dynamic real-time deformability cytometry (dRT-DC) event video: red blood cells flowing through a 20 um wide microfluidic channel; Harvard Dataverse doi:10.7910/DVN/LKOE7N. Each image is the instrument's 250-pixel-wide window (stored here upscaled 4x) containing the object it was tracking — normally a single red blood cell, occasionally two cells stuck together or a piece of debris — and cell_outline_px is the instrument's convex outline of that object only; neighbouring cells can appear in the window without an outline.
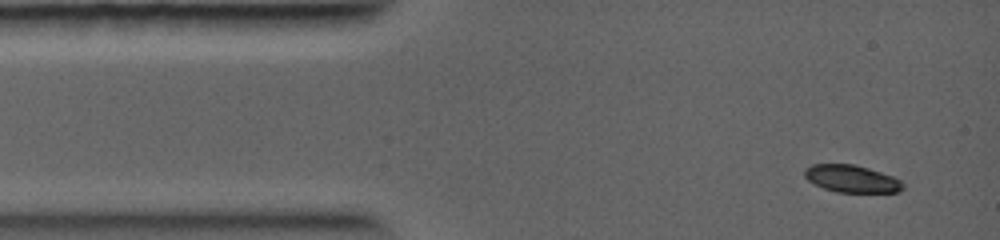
{"species": "common noctule bat (a hibernating species)", "species_latin": "Nyctalus noctula", "temperature_condition": "warm", "stored_images_in_passage": 5, "camera_frame_rate_fps": 5000, "um_per_image_px": 0.085, "animal": {"sex": "female", "body_mass_g": 19.0, "forearm_length_mm": 56.7}, "frame": {"image": 1, "passage_image": 1, "time_ms": 0.0, "image_size_px": [1000, 240], "cell_outline_px": [[904, 188], [900, 192], [836, 192], [824, 188], [808, 180], [804, 176], [804, 168], [812, 164], [852, 164], [868, 168], [892, 176], [900, 180], [904, 184]], "centroid_in_image_um": [72.39, 15.19], "position_along_channel_um": 12.6, "area_um2": 15.61}}
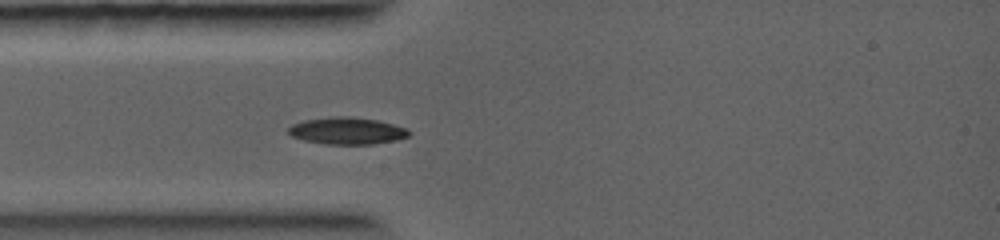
{"frame": {"image": 2, "passage_image": 3, "time_ms": 2.2, "image_size_px": [1000, 240], "cell_outline_px": [[412, 132], [408, 136], [396, 140], [372, 144], [328, 144], [304, 140], [292, 136], [288, 132], [288, 128], [292, 124], [304, 120], [332, 116], [348, 116], [376, 120], [392, 124], [404, 128]], "centroid_in_image_um": [29.48, 11.11], "position_along_channel_um": 55.5, "area_um2": 18.79}}